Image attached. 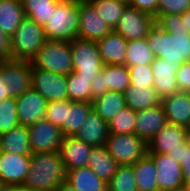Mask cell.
<instances>
[{
	"mask_svg": "<svg viewBox=\"0 0 190 191\" xmlns=\"http://www.w3.org/2000/svg\"><path fill=\"white\" fill-rule=\"evenodd\" d=\"M66 181V170L58 152L31 154L25 186L35 191H55Z\"/></svg>",
	"mask_w": 190,
	"mask_h": 191,
	"instance_id": "6da1fadb",
	"label": "cell"
},
{
	"mask_svg": "<svg viewBox=\"0 0 190 191\" xmlns=\"http://www.w3.org/2000/svg\"><path fill=\"white\" fill-rule=\"evenodd\" d=\"M147 44L157 58L180 66L190 61V32L186 30L175 31L169 34L156 24L147 34Z\"/></svg>",
	"mask_w": 190,
	"mask_h": 191,
	"instance_id": "7a4b0ae2",
	"label": "cell"
},
{
	"mask_svg": "<svg viewBox=\"0 0 190 191\" xmlns=\"http://www.w3.org/2000/svg\"><path fill=\"white\" fill-rule=\"evenodd\" d=\"M79 21V1L59 2L43 26L46 39L71 42L77 38Z\"/></svg>",
	"mask_w": 190,
	"mask_h": 191,
	"instance_id": "3957f363",
	"label": "cell"
},
{
	"mask_svg": "<svg viewBox=\"0 0 190 191\" xmlns=\"http://www.w3.org/2000/svg\"><path fill=\"white\" fill-rule=\"evenodd\" d=\"M46 41L43 26L25 17L11 36L12 59L31 61Z\"/></svg>",
	"mask_w": 190,
	"mask_h": 191,
	"instance_id": "277c9868",
	"label": "cell"
},
{
	"mask_svg": "<svg viewBox=\"0 0 190 191\" xmlns=\"http://www.w3.org/2000/svg\"><path fill=\"white\" fill-rule=\"evenodd\" d=\"M31 64L55 74L69 75L73 72L71 42L47 40Z\"/></svg>",
	"mask_w": 190,
	"mask_h": 191,
	"instance_id": "5b68a950",
	"label": "cell"
},
{
	"mask_svg": "<svg viewBox=\"0 0 190 191\" xmlns=\"http://www.w3.org/2000/svg\"><path fill=\"white\" fill-rule=\"evenodd\" d=\"M3 100L17 98L32 88L31 61L7 59L0 62Z\"/></svg>",
	"mask_w": 190,
	"mask_h": 191,
	"instance_id": "8992f818",
	"label": "cell"
},
{
	"mask_svg": "<svg viewBox=\"0 0 190 191\" xmlns=\"http://www.w3.org/2000/svg\"><path fill=\"white\" fill-rule=\"evenodd\" d=\"M71 50L73 72L92 83L104 66L96 41L76 38L71 41Z\"/></svg>",
	"mask_w": 190,
	"mask_h": 191,
	"instance_id": "52a82bcc",
	"label": "cell"
},
{
	"mask_svg": "<svg viewBox=\"0 0 190 191\" xmlns=\"http://www.w3.org/2000/svg\"><path fill=\"white\" fill-rule=\"evenodd\" d=\"M105 147L118 165H133L148 152L147 144L136 134L109 133Z\"/></svg>",
	"mask_w": 190,
	"mask_h": 191,
	"instance_id": "ba28073f",
	"label": "cell"
},
{
	"mask_svg": "<svg viewBox=\"0 0 190 191\" xmlns=\"http://www.w3.org/2000/svg\"><path fill=\"white\" fill-rule=\"evenodd\" d=\"M187 133L185 127L167 123L147 144V153L167 154L180 163L187 147Z\"/></svg>",
	"mask_w": 190,
	"mask_h": 191,
	"instance_id": "9c48e42d",
	"label": "cell"
},
{
	"mask_svg": "<svg viewBox=\"0 0 190 191\" xmlns=\"http://www.w3.org/2000/svg\"><path fill=\"white\" fill-rule=\"evenodd\" d=\"M32 88L47 102L68 99L67 76L35 68L31 64Z\"/></svg>",
	"mask_w": 190,
	"mask_h": 191,
	"instance_id": "30bf717a",
	"label": "cell"
},
{
	"mask_svg": "<svg viewBox=\"0 0 190 191\" xmlns=\"http://www.w3.org/2000/svg\"><path fill=\"white\" fill-rule=\"evenodd\" d=\"M130 86V76L126 65H104L98 76L92 80L91 102L109 90L124 93Z\"/></svg>",
	"mask_w": 190,
	"mask_h": 191,
	"instance_id": "8fae6325",
	"label": "cell"
},
{
	"mask_svg": "<svg viewBox=\"0 0 190 191\" xmlns=\"http://www.w3.org/2000/svg\"><path fill=\"white\" fill-rule=\"evenodd\" d=\"M155 25V18L127 5L113 31L122 35L127 41L147 38Z\"/></svg>",
	"mask_w": 190,
	"mask_h": 191,
	"instance_id": "7c38bea8",
	"label": "cell"
},
{
	"mask_svg": "<svg viewBox=\"0 0 190 191\" xmlns=\"http://www.w3.org/2000/svg\"><path fill=\"white\" fill-rule=\"evenodd\" d=\"M32 154L58 152L64 138L60 128L45 118L28 126Z\"/></svg>",
	"mask_w": 190,
	"mask_h": 191,
	"instance_id": "4fadbf2b",
	"label": "cell"
},
{
	"mask_svg": "<svg viewBox=\"0 0 190 191\" xmlns=\"http://www.w3.org/2000/svg\"><path fill=\"white\" fill-rule=\"evenodd\" d=\"M79 20L78 39L98 41L113 31L89 0H79Z\"/></svg>",
	"mask_w": 190,
	"mask_h": 191,
	"instance_id": "5bb4252c",
	"label": "cell"
},
{
	"mask_svg": "<svg viewBox=\"0 0 190 191\" xmlns=\"http://www.w3.org/2000/svg\"><path fill=\"white\" fill-rule=\"evenodd\" d=\"M156 166L159 191H177L185 188L180 163L167 154L147 153Z\"/></svg>",
	"mask_w": 190,
	"mask_h": 191,
	"instance_id": "9a60e30c",
	"label": "cell"
},
{
	"mask_svg": "<svg viewBox=\"0 0 190 191\" xmlns=\"http://www.w3.org/2000/svg\"><path fill=\"white\" fill-rule=\"evenodd\" d=\"M30 162L31 154H10L0 150V179L5 185H24Z\"/></svg>",
	"mask_w": 190,
	"mask_h": 191,
	"instance_id": "2e32d148",
	"label": "cell"
},
{
	"mask_svg": "<svg viewBox=\"0 0 190 191\" xmlns=\"http://www.w3.org/2000/svg\"><path fill=\"white\" fill-rule=\"evenodd\" d=\"M20 125L30 126L45 118L47 101L33 88L16 98Z\"/></svg>",
	"mask_w": 190,
	"mask_h": 191,
	"instance_id": "e0dca14e",
	"label": "cell"
},
{
	"mask_svg": "<svg viewBox=\"0 0 190 191\" xmlns=\"http://www.w3.org/2000/svg\"><path fill=\"white\" fill-rule=\"evenodd\" d=\"M135 134L148 144L168 123L162 105L137 111Z\"/></svg>",
	"mask_w": 190,
	"mask_h": 191,
	"instance_id": "ac0fdd59",
	"label": "cell"
},
{
	"mask_svg": "<svg viewBox=\"0 0 190 191\" xmlns=\"http://www.w3.org/2000/svg\"><path fill=\"white\" fill-rule=\"evenodd\" d=\"M93 146L77 139L75 136L64 137L59 147V155L65 170H74L87 167L88 157Z\"/></svg>",
	"mask_w": 190,
	"mask_h": 191,
	"instance_id": "d6986e66",
	"label": "cell"
},
{
	"mask_svg": "<svg viewBox=\"0 0 190 191\" xmlns=\"http://www.w3.org/2000/svg\"><path fill=\"white\" fill-rule=\"evenodd\" d=\"M167 122L188 129L190 125V93L178 91L162 98Z\"/></svg>",
	"mask_w": 190,
	"mask_h": 191,
	"instance_id": "ffe728a7",
	"label": "cell"
},
{
	"mask_svg": "<svg viewBox=\"0 0 190 191\" xmlns=\"http://www.w3.org/2000/svg\"><path fill=\"white\" fill-rule=\"evenodd\" d=\"M151 69L154 76L153 88L161 98L179 91L176 82L178 66L165 59L155 57Z\"/></svg>",
	"mask_w": 190,
	"mask_h": 191,
	"instance_id": "44dd1931",
	"label": "cell"
},
{
	"mask_svg": "<svg viewBox=\"0 0 190 191\" xmlns=\"http://www.w3.org/2000/svg\"><path fill=\"white\" fill-rule=\"evenodd\" d=\"M96 43L104 65H126L128 41L122 35L112 31Z\"/></svg>",
	"mask_w": 190,
	"mask_h": 191,
	"instance_id": "7402d4cb",
	"label": "cell"
},
{
	"mask_svg": "<svg viewBox=\"0 0 190 191\" xmlns=\"http://www.w3.org/2000/svg\"><path fill=\"white\" fill-rule=\"evenodd\" d=\"M108 135V123L91 110L75 137L88 145L99 147L105 146Z\"/></svg>",
	"mask_w": 190,
	"mask_h": 191,
	"instance_id": "603a6c76",
	"label": "cell"
},
{
	"mask_svg": "<svg viewBox=\"0 0 190 191\" xmlns=\"http://www.w3.org/2000/svg\"><path fill=\"white\" fill-rule=\"evenodd\" d=\"M28 126L17 125L0 135V150L10 154H32Z\"/></svg>",
	"mask_w": 190,
	"mask_h": 191,
	"instance_id": "cb8c5ba5",
	"label": "cell"
},
{
	"mask_svg": "<svg viewBox=\"0 0 190 191\" xmlns=\"http://www.w3.org/2000/svg\"><path fill=\"white\" fill-rule=\"evenodd\" d=\"M66 182L78 191H108L107 183L90 167L67 170Z\"/></svg>",
	"mask_w": 190,
	"mask_h": 191,
	"instance_id": "d4e9b609",
	"label": "cell"
},
{
	"mask_svg": "<svg viewBox=\"0 0 190 191\" xmlns=\"http://www.w3.org/2000/svg\"><path fill=\"white\" fill-rule=\"evenodd\" d=\"M124 95L127 107L136 112L158 106L162 101V98L153 87L130 85Z\"/></svg>",
	"mask_w": 190,
	"mask_h": 191,
	"instance_id": "484cf974",
	"label": "cell"
},
{
	"mask_svg": "<svg viewBox=\"0 0 190 191\" xmlns=\"http://www.w3.org/2000/svg\"><path fill=\"white\" fill-rule=\"evenodd\" d=\"M118 166L105 146L92 148L87 167H90L106 183L112 179Z\"/></svg>",
	"mask_w": 190,
	"mask_h": 191,
	"instance_id": "4316f807",
	"label": "cell"
},
{
	"mask_svg": "<svg viewBox=\"0 0 190 191\" xmlns=\"http://www.w3.org/2000/svg\"><path fill=\"white\" fill-rule=\"evenodd\" d=\"M25 18L22 0H2L0 3V30L11 37Z\"/></svg>",
	"mask_w": 190,
	"mask_h": 191,
	"instance_id": "83f0119b",
	"label": "cell"
},
{
	"mask_svg": "<svg viewBox=\"0 0 190 191\" xmlns=\"http://www.w3.org/2000/svg\"><path fill=\"white\" fill-rule=\"evenodd\" d=\"M126 106L124 93L112 90L92 101V110L107 123Z\"/></svg>",
	"mask_w": 190,
	"mask_h": 191,
	"instance_id": "f1b7e54d",
	"label": "cell"
},
{
	"mask_svg": "<svg viewBox=\"0 0 190 191\" xmlns=\"http://www.w3.org/2000/svg\"><path fill=\"white\" fill-rule=\"evenodd\" d=\"M138 191H159L156 180V166L153 159L146 154L132 165Z\"/></svg>",
	"mask_w": 190,
	"mask_h": 191,
	"instance_id": "f546056e",
	"label": "cell"
},
{
	"mask_svg": "<svg viewBox=\"0 0 190 191\" xmlns=\"http://www.w3.org/2000/svg\"><path fill=\"white\" fill-rule=\"evenodd\" d=\"M91 110L92 102L70 101V109H67L66 121L61 126L63 136H76Z\"/></svg>",
	"mask_w": 190,
	"mask_h": 191,
	"instance_id": "4dcf8cb0",
	"label": "cell"
},
{
	"mask_svg": "<svg viewBox=\"0 0 190 191\" xmlns=\"http://www.w3.org/2000/svg\"><path fill=\"white\" fill-rule=\"evenodd\" d=\"M155 55L147 44V38L131 40L127 43L126 66L151 65Z\"/></svg>",
	"mask_w": 190,
	"mask_h": 191,
	"instance_id": "1f68e13d",
	"label": "cell"
},
{
	"mask_svg": "<svg viewBox=\"0 0 190 191\" xmlns=\"http://www.w3.org/2000/svg\"><path fill=\"white\" fill-rule=\"evenodd\" d=\"M25 17L34 20L44 26L49 20L52 10L59 3L55 0H22Z\"/></svg>",
	"mask_w": 190,
	"mask_h": 191,
	"instance_id": "d6a6232c",
	"label": "cell"
},
{
	"mask_svg": "<svg viewBox=\"0 0 190 191\" xmlns=\"http://www.w3.org/2000/svg\"><path fill=\"white\" fill-rule=\"evenodd\" d=\"M103 21L113 30L128 4L117 0H89Z\"/></svg>",
	"mask_w": 190,
	"mask_h": 191,
	"instance_id": "836d02e7",
	"label": "cell"
},
{
	"mask_svg": "<svg viewBox=\"0 0 190 191\" xmlns=\"http://www.w3.org/2000/svg\"><path fill=\"white\" fill-rule=\"evenodd\" d=\"M132 165H119L107 183L108 191H138Z\"/></svg>",
	"mask_w": 190,
	"mask_h": 191,
	"instance_id": "e575fe53",
	"label": "cell"
},
{
	"mask_svg": "<svg viewBox=\"0 0 190 191\" xmlns=\"http://www.w3.org/2000/svg\"><path fill=\"white\" fill-rule=\"evenodd\" d=\"M91 79L79 77L75 72L67 75L68 99L91 102Z\"/></svg>",
	"mask_w": 190,
	"mask_h": 191,
	"instance_id": "d590c367",
	"label": "cell"
},
{
	"mask_svg": "<svg viewBox=\"0 0 190 191\" xmlns=\"http://www.w3.org/2000/svg\"><path fill=\"white\" fill-rule=\"evenodd\" d=\"M136 116L137 112L126 106L108 122L109 133L135 134Z\"/></svg>",
	"mask_w": 190,
	"mask_h": 191,
	"instance_id": "8d00e7d4",
	"label": "cell"
},
{
	"mask_svg": "<svg viewBox=\"0 0 190 191\" xmlns=\"http://www.w3.org/2000/svg\"><path fill=\"white\" fill-rule=\"evenodd\" d=\"M19 125L16 98L0 101V135Z\"/></svg>",
	"mask_w": 190,
	"mask_h": 191,
	"instance_id": "74e56055",
	"label": "cell"
},
{
	"mask_svg": "<svg viewBox=\"0 0 190 191\" xmlns=\"http://www.w3.org/2000/svg\"><path fill=\"white\" fill-rule=\"evenodd\" d=\"M67 109H70V100L47 102L45 119L61 129L66 121Z\"/></svg>",
	"mask_w": 190,
	"mask_h": 191,
	"instance_id": "f35d334b",
	"label": "cell"
},
{
	"mask_svg": "<svg viewBox=\"0 0 190 191\" xmlns=\"http://www.w3.org/2000/svg\"><path fill=\"white\" fill-rule=\"evenodd\" d=\"M130 85L153 87L154 76L151 65H132L128 67Z\"/></svg>",
	"mask_w": 190,
	"mask_h": 191,
	"instance_id": "ab89813d",
	"label": "cell"
},
{
	"mask_svg": "<svg viewBox=\"0 0 190 191\" xmlns=\"http://www.w3.org/2000/svg\"><path fill=\"white\" fill-rule=\"evenodd\" d=\"M155 24L169 34L180 30L189 31L184 25L182 16L177 14H157Z\"/></svg>",
	"mask_w": 190,
	"mask_h": 191,
	"instance_id": "60d3db41",
	"label": "cell"
},
{
	"mask_svg": "<svg viewBox=\"0 0 190 191\" xmlns=\"http://www.w3.org/2000/svg\"><path fill=\"white\" fill-rule=\"evenodd\" d=\"M190 9V0H159L158 14L181 15Z\"/></svg>",
	"mask_w": 190,
	"mask_h": 191,
	"instance_id": "b9f144b4",
	"label": "cell"
},
{
	"mask_svg": "<svg viewBox=\"0 0 190 191\" xmlns=\"http://www.w3.org/2000/svg\"><path fill=\"white\" fill-rule=\"evenodd\" d=\"M178 90L190 93V61L182 63L176 73Z\"/></svg>",
	"mask_w": 190,
	"mask_h": 191,
	"instance_id": "7bdbcfd3",
	"label": "cell"
},
{
	"mask_svg": "<svg viewBox=\"0 0 190 191\" xmlns=\"http://www.w3.org/2000/svg\"><path fill=\"white\" fill-rule=\"evenodd\" d=\"M159 0H129L128 5L156 18Z\"/></svg>",
	"mask_w": 190,
	"mask_h": 191,
	"instance_id": "ee69618b",
	"label": "cell"
},
{
	"mask_svg": "<svg viewBox=\"0 0 190 191\" xmlns=\"http://www.w3.org/2000/svg\"><path fill=\"white\" fill-rule=\"evenodd\" d=\"M185 186L190 182V132L187 133V147L183 149L182 161L180 162Z\"/></svg>",
	"mask_w": 190,
	"mask_h": 191,
	"instance_id": "f6af8a7d",
	"label": "cell"
},
{
	"mask_svg": "<svg viewBox=\"0 0 190 191\" xmlns=\"http://www.w3.org/2000/svg\"><path fill=\"white\" fill-rule=\"evenodd\" d=\"M0 58L1 60L12 59L11 37L0 30Z\"/></svg>",
	"mask_w": 190,
	"mask_h": 191,
	"instance_id": "bcb514c9",
	"label": "cell"
},
{
	"mask_svg": "<svg viewBox=\"0 0 190 191\" xmlns=\"http://www.w3.org/2000/svg\"><path fill=\"white\" fill-rule=\"evenodd\" d=\"M2 191H35L25 185H6Z\"/></svg>",
	"mask_w": 190,
	"mask_h": 191,
	"instance_id": "7dc6e473",
	"label": "cell"
},
{
	"mask_svg": "<svg viewBox=\"0 0 190 191\" xmlns=\"http://www.w3.org/2000/svg\"><path fill=\"white\" fill-rule=\"evenodd\" d=\"M55 191H78L72 187L68 182L61 183Z\"/></svg>",
	"mask_w": 190,
	"mask_h": 191,
	"instance_id": "c3c4849f",
	"label": "cell"
},
{
	"mask_svg": "<svg viewBox=\"0 0 190 191\" xmlns=\"http://www.w3.org/2000/svg\"><path fill=\"white\" fill-rule=\"evenodd\" d=\"M184 25H186V28L189 29L190 32V9H188L186 12L181 14Z\"/></svg>",
	"mask_w": 190,
	"mask_h": 191,
	"instance_id": "681fc988",
	"label": "cell"
},
{
	"mask_svg": "<svg viewBox=\"0 0 190 191\" xmlns=\"http://www.w3.org/2000/svg\"><path fill=\"white\" fill-rule=\"evenodd\" d=\"M3 100L2 73L0 72V101Z\"/></svg>",
	"mask_w": 190,
	"mask_h": 191,
	"instance_id": "f907efd6",
	"label": "cell"
},
{
	"mask_svg": "<svg viewBox=\"0 0 190 191\" xmlns=\"http://www.w3.org/2000/svg\"><path fill=\"white\" fill-rule=\"evenodd\" d=\"M57 2H74V1H79V0H55Z\"/></svg>",
	"mask_w": 190,
	"mask_h": 191,
	"instance_id": "816d5d0a",
	"label": "cell"
},
{
	"mask_svg": "<svg viewBox=\"0 0 190 191\" xmlns=\"http://www.w3.org/2000/svg\"><path fill=\"white\" fill-rule=\"evenodd\" d=\"M5 186H6V185H5V184L2 182V180L0 179V191H2Z\"/></svg>",
	"mask_w": 190,
	"mask_h": 191,
	"instance_id": "f5cc1de1",
	"label": "cell"
},
{
	"mask_svg": "<svg viewBox=\"0 0 190 191\" xmlns=\"http://www.w3.org/2000/svg\"><path fill=\"white\" fill-rule=\"evenodd\" d=\"M117 1H121V2L126 3V4L129 3V0H117Z\"/></svg>",
	"mask_w": 190,
	"mask_h": 191,
	"instance_id": "db71d44e",
	"label": "cell"
},
{
	"mask_svg": "<svg viewBox=\"0 0 190 191\" xmlns=\"http://www.w3.org/2000/svg\"><path fill=\"white\" fill-rule=\"evenodd\" d=\"M177 191H189L186 187Z\"/></svg>",
	"mask_w": 190,
	"mask_h": 191,
	"instance_id": "11a10c76",
	"label": "cell"
},
{
	"mask_svg": "<svg viewBox=\"0 0 190 191\" xmlns=\"http://www.w3.org/2000/svg\"><path fill=\"white\" fill-rule=\"evenodd\" d=\"M186 188L190 191V182L186 185Z\"/></svg>",
	"mask_w": 190,
	"mask_h": 191,
	"instance_id": "9f6ffc18",
	"label": "cell"
}]
</instances>
